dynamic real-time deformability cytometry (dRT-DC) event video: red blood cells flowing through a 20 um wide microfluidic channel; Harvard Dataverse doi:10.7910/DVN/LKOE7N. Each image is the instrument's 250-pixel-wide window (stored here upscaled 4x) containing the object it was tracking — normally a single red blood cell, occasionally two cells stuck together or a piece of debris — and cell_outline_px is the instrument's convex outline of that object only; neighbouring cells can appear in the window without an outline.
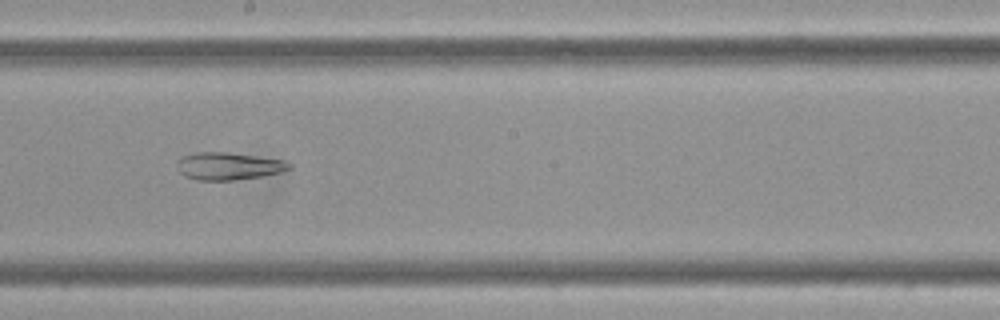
{"species": "Egyptian fruit bat (a non-hibernating species)", "species_latin": "Rousettus aegyptiacus", "temperature_condition": "cold", "stored_images_in_passage": 56, "camera_frame_rate_fps": 3000, "um_per_image_px": 0.085, "frame": {"image": 1, "passage_image": 30, "time_ms": 9.667, "image_size_px": [1000, 320], "cell_outline_px": [[292, 168], [280, 172], [260, 176], [232, 180], [196, 180], [184, 176], [176, 168], [176, 164], [184, 156], [196, 152], [228, 152], [284, 160], [292, 164]], "centroid_in_image_um": [19.41, 14.12], "position_along_channel_um": 228.8, "area_um2": 17.86}}
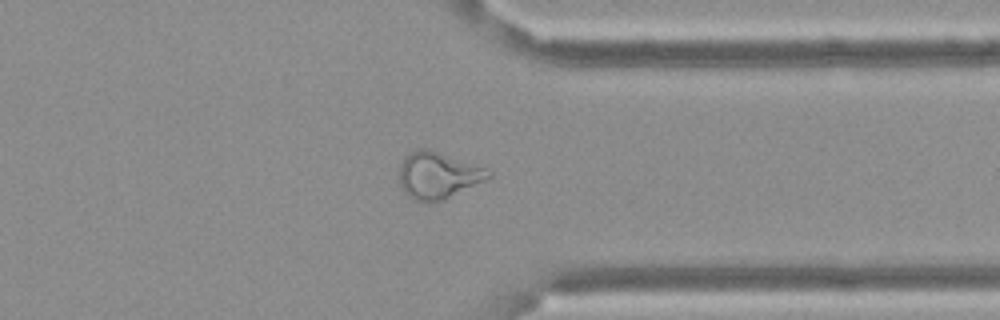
{"frame": {"image": 2, "passage_image": 43, "time_ms": 14.0, "image_size_px": [1000, 320], "cell_outline_px": [[492, 176], [484, 180], [440, 200], [412, 200], [400, 188], [400, 164], [404, 156], [416, 148], [428, 148], [488, 168], [492, 172]], "centroid_in_image_um": [37.2, 14.85], "position_along_channel_um": 374.2, "area_um2": 23.93}}
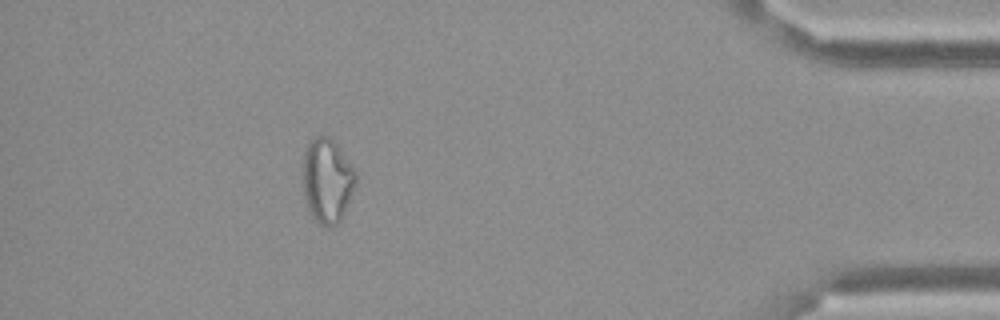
{"frame": {"image": 3, "passage_image": 50, "time_ms": 16.333, "image_size_px": [1000, 320], "cell_outline_px": [[356, 184], [344, 212], [340, 220], [336, 224], [328, 228], [320, 224], [308, 212], [304, 192], [304, 152], [308, 140], [316, 136], [328, 136], [340, 148], [356, 172]], "centroid_in_image_um": [27.81, 15.34], "position_along_channel_um": 407.4, "area_um2": 25.89}, "authors_computed_cell_mechanics": {"area_um2": 25.3164, "velocity_mm_per_s": 3.4177, "shape_relaxation_time_tau1_ms": null, "shape_relaxation_time_tau2_ms": 4.4778, "deformation_change_tau1": null, "deformation_change_tau2": 0.1336}}